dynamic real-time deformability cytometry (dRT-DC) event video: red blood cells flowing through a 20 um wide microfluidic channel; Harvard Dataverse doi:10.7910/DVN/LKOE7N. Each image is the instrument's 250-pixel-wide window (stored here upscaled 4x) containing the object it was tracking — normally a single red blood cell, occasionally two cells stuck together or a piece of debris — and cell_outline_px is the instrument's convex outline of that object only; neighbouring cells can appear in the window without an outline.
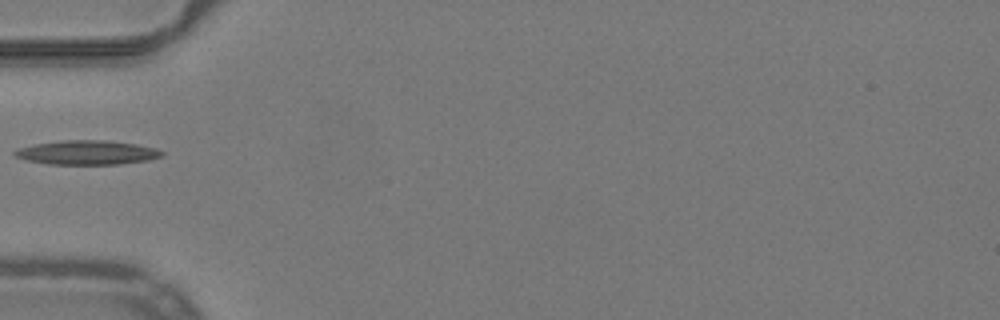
{"species": "common noctule bat (a hibernating species)", "species_latin": "Nyctalus noctula", "temperature_condition": "warm", "stored_images_in_passage": 35, "camera_frame_rate_fps": 3000, "um_per_image_px": 0.085, "animal": {"sex": "male", "body_mass_g": 19.2, "forearm_length_mm": 51.8}, "frame": {"image": 1, "passage_image": 1, "time_ms": 0.0, "image_size_px": [1000, 320], "cell_outline_px": [[164, 156], [148, 160], [120, 164], [48, 164], [24, 160], [16, 156], [12, 152], [20, 148], [36, 144], [64, 140], [104, 140], [136, 144], [156, 148], [164, 152]], "centroid_in_image_um": [7.43, 12.97], "position_along_channel_um": 77.6, "area_um2": 20.69}}
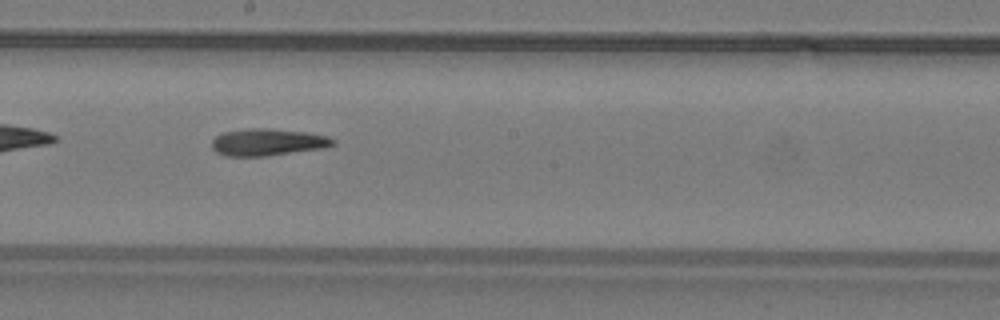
{"frame": {"image": 2, "passage_image": 12, "time_ms": 3.667, "image_size_px": [1000, 320], "cell_outline_px": [[336, 144], [324, 148], [268, 156], [224, 156], [216, 152], [212, 148], [212, 140], [216, 136], [224, 132], [248, 128], [268, 128], [304, 132], [328, 136], [336, 140]], "centroid_in_image_um": [22.76, 12.09], "position_along_channel_um": 225.4, "area_um2": 19.19}}
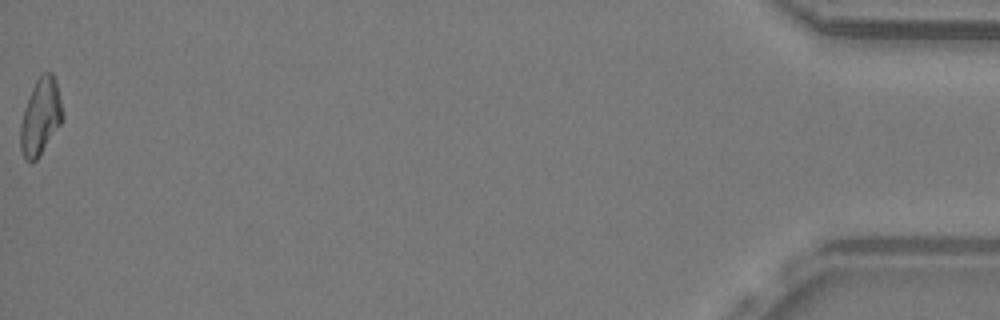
{"frame": {"image": 3, "passage_image": 35, "time_ms": 11.333, "image_size_px": [1000, 320], "cell_outline_px": [[64, 116], [60, 124], [40, 156], [32, 164], [24, 160], [20, 148], [20, 124], [24, 108], [32, 88], [36, 80], [44, 72], [52, 72], [56, 84]], "centroid_in_image_um": [3.42, 9.99], "position_along_channel_um": 431.8, "area_um2": 18.73}}